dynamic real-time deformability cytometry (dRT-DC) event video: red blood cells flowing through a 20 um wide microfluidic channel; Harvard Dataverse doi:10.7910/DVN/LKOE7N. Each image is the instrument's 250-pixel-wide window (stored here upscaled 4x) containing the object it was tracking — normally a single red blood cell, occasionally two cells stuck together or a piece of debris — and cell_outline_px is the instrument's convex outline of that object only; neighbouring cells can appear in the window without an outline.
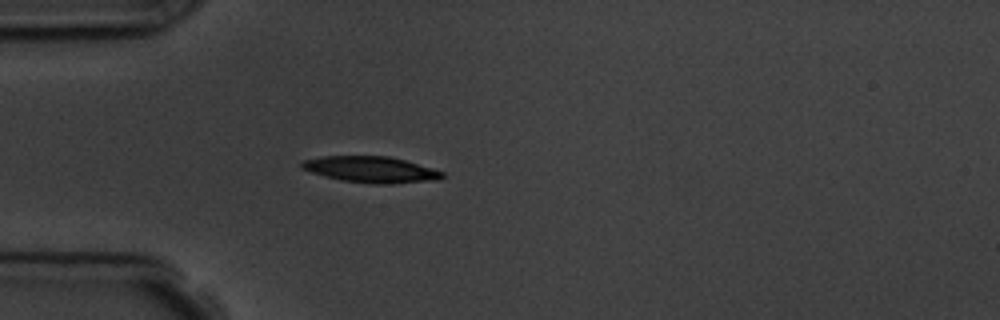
{"species": "common noctule bat (a hibernating species)", "species_latin": "Nyctalus noctula", "temperature_condition": "room temperature", "stored_images_in_passage": 3, "camera_frame_rate_fps": 3000, "um_per_image_px": 0.085, "animal": {"sex": "male", "body_mass_g": 19.5, "forearm_length_mm": 54.6}, "frame": {"image": 1, "passage_image": 3, "time_ms": 2.333, "image_size_px": [1000, 320], "cell_outline_px": [[444, 176], [440, 180], [392, 184], [372, 184], [340, 180], [312, 172], [300, 168], [300, 164], [304, 160], [320, 156], [388, 156], [404, 160], [432, 168], [444, 172]], "centroid_in_image_um": [31.55, 14.42], "position_along_channel_um": 53.5, "area_um2": 21.5}}